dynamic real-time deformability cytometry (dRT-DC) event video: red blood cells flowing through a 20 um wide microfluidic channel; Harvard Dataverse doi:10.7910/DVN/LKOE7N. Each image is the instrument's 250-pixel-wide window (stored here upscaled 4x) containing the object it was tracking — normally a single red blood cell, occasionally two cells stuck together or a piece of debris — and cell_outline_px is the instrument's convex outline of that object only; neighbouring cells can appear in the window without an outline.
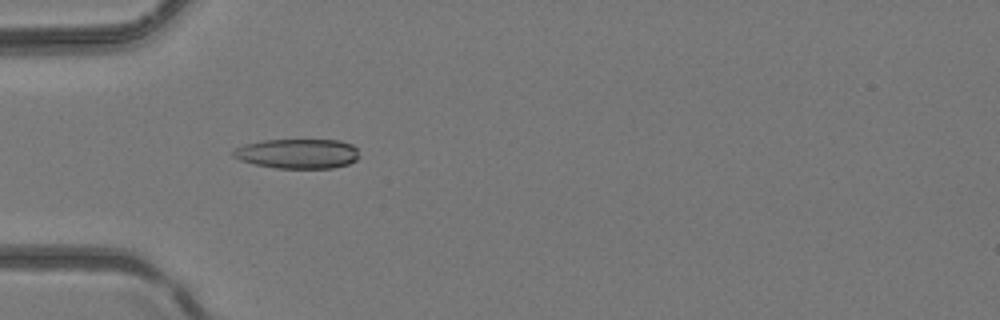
{"species": "common noctule bat (a hibernating species)", "species_latin": "Nyctalus noctula", "temperature_condition": "room temperature", "stored_images_in_passage": 6, "camera_frame_rate_fps": 3000, "um_per_image_px": 0.085, "animal": {"sex": "female", "body_mass_g": 24.6, "forearm_length_mm": 56.2}, "frame": {"image": 1, "passage_image": 5, "time_ms": 1.333, "image_size_px": [1000, 320], "cell_outline_px": [[360, 156], [356, 160], [348, 164], [332, 168], [276, 168], [256, 164], [240, 160], [232, 156], [232, 152], [236, 148], [244, 144], [264, 140], [340, 140], [352, 144], [356, 148]], "centroid_in_image_um": [25.32, 13.06], "position_along_channel_um": 59.7, "area_um2": 21.85}}
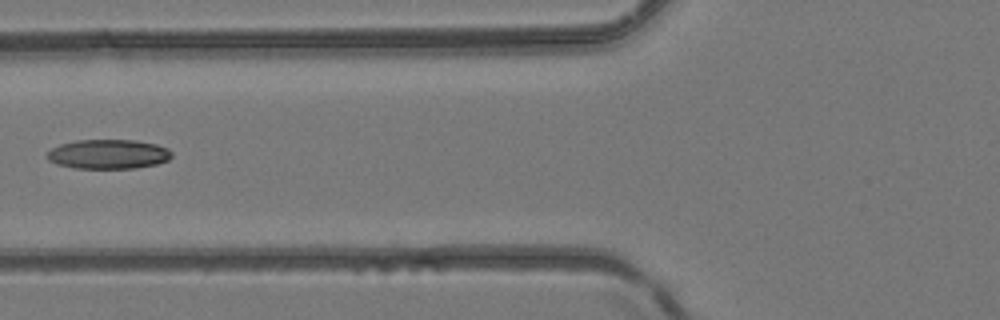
{"frame": {"image": 2, "passage_image": 6, "time_ms": 1.667, "image_size_px": [1000, 320], "cell_outline_px": [[172, 156], [168, 160], [156, 164], [136, 168], [76, 168], [56, 164], [48, 160], [44, 156], [52, 148], [60, 144], [76, 140], [132, 140], [156, 144], [168, 148], [172, 152]], "centroid_in_image_um": [9.19, 13.1], "position_along_channel_um": 116.6, "area_um2": 21.44}}